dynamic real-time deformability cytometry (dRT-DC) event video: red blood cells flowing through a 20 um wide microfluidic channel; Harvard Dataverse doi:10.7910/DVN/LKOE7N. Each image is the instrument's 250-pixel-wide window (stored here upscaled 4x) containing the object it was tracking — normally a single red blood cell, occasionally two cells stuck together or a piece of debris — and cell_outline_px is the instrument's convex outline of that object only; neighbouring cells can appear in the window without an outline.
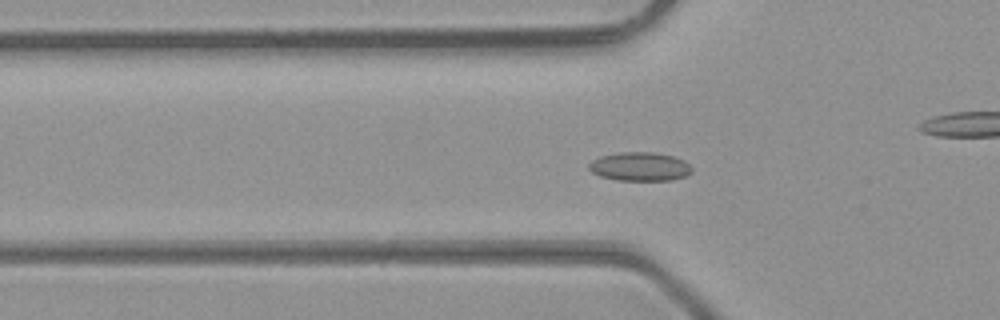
{"species": "common noctule bat (a hibernating species)", "species_latin": "Nyctalus noctula", "temperature_condition": "room temperature", "stored_images_in_passage": 49, "camera_frame_rate_fps": 3000, "um_per_image_px": 0.085, "animal": {"sex": "male", "body_mass_g": 23.1, "forearm_length_mm": 52.7}, "frame": {"image": 1, "passage_image": 16, "time_ms": 5.0, "image_size_px": [1000, 320], "cell_outline_px": [[692, 172], [684, 176], [672, 180], [616, 180], [600, 176], [592, 172], [588, 168], [588, 164], [592, 160], [600, 156], [620, 152], [656, 152], [672, 156], [684, 160], [692, 168]], "centroid_in_image_um": [54.37, 14.15], "position_along_channel_um": 71.4, "area_um2": 17.28}}
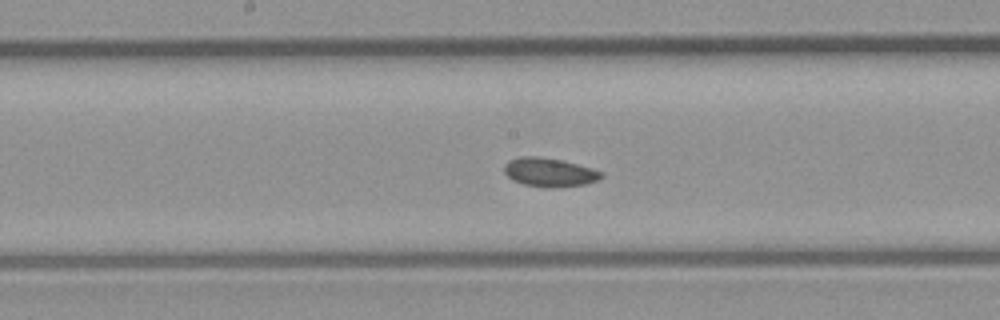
{"frame": {"image": 2, "passage_image": 25, "time_ms": 8.0, "image_size_px": [1000, 320], "cell_outline_px": [[604, 176], [600, 180], [584, 184], [552, 188], [544, 188], [524, 184], [512, 180], [504, 172], [504, 164], [508, 160], [520, 156], [540, 156], [564, 160], [592, 168], [604, 172]], "centroid_in_image_um": [46.72, 14.64], "position_along_channel_um": 201.5, "area_um2": 16.65}}
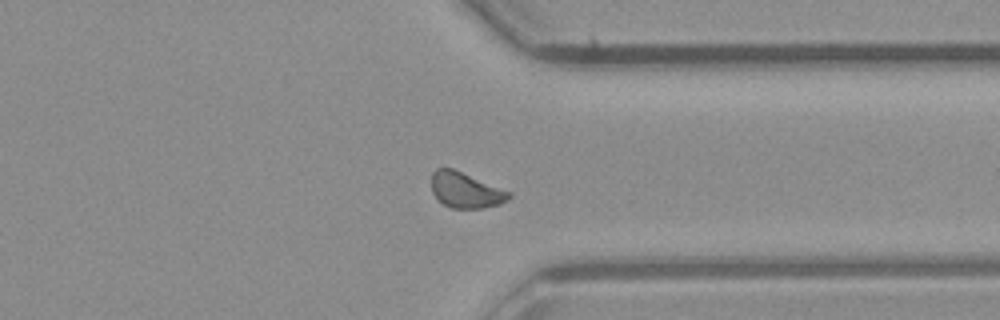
{"frame": {"image": 3, "passage_image": 37, "time_ms": 12.0, "image_size_px": [1000, 320], "cell_outline_px": [[512, 196], [508, 200], [500, 204], [480, 208], [452, 208], [444, 204], [432, 192], [432, 172], [436, 168], [452, 168], [512, 192]], "centroid_in_image_um": [39.6, 16.16], "position_along_channel_um": 371.8, "area_um2": 15.95}}